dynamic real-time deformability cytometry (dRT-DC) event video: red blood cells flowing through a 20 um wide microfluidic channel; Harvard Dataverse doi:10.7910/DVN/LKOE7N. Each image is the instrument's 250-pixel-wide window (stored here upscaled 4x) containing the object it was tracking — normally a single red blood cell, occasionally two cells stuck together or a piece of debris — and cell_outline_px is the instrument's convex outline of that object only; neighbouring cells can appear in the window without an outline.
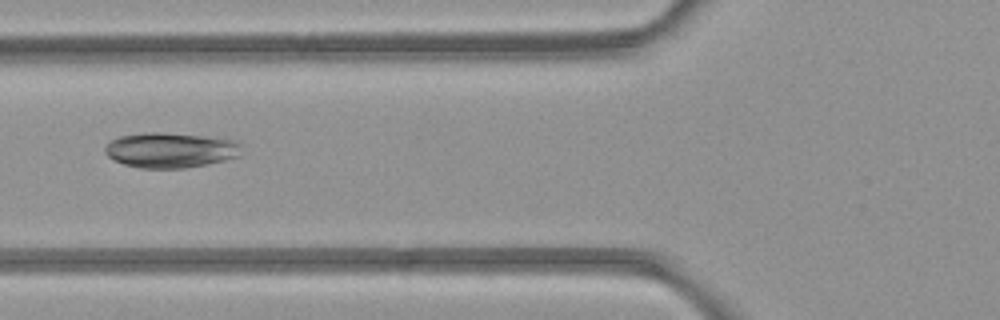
{"species": "common noctule bat (a hibernating species)", "species_latin": "Nyctalus noctula", "temperature_condition": "room temperature", "stored_images_in_passage": 4, "camera_frame_rate_fps": 3000, "um_per_image_px": 0.085, "animal": {"sex": "female", "body_mass_g": 21.9}, "frame": {"image": 1, "passage_image": 4, "time_ms": 4.333, "image_size_px": [1000, 320], "cell_outline_px": [[240, 156], [208, 164], [184, 168], [140, 168], [124, 164], [112, 160], [104, 152], [104, 148], [112, 140], [120, 136], [144, 132], [160, 132], [200, 136], [236, 140], [240, 144]], "centroid_in_image_um": [14.47, 12.76], "position_along_channel_um": 111.3, "area_um2": 27.92}}